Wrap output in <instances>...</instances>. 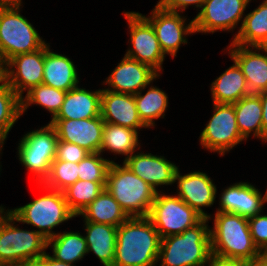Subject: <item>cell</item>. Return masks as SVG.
<instances>
[{
  "instance_id": "cell-1",
  "label": "cell",
  "mask_w": 267,
  "mask_h": 266,
  "mask_svg": "<svg viewBox=\"0 0 267 266\" xmlns=\"http://www.w3.org/2000/svg\"><path fill=\"white\" fill-rule=\"evenodd\" d=\"M160 242L148 216L128 217L117 227L112 266H157Z\"/></svg>"
},
{
  "instance_id": "cell-2",
  "label": "cell",
  "mask_w": 267,
  "mask_h": 266,
  "mask_svg": "<svg viewBox=\"0 0 267 266\" xmlns=\"http://www.w3.org/2000/svg\"><path fill=\"white\" fill-rule=\"evenodd\" d=\"M208 223L209 219L203 218L181 234L161 238L157 265L206 266L212 253Z\"/></svg>"
},
{
  "instance_id": "cell-3",
  "label": "cell",
  "mask_w": 267,
  "mask_h": 266,
  "mask_svg": "<svg viewBox=\"0 0 267 266\" xmlns=\"http://www.w3.org/2000/svg\"><path fill=\"white\" fill-rule=\"evenodd\" d=\"M213 222V227H209L212 253L245 261L263 256L253 243L248 218L216 211Z\"/></svg>"
},
{
  "instance_id": "cell-4",
  "label": "cell",
  "mask_w": 267,
  "mask_h": 266,
  "mask_svg": "<svg viewBox=\"0 0 267 266\" xmlns=\"http://www.w3.org/2000/svg\"><path fill=\"white\" fill-rule=\"evenodd\" d=\"M17 222L6 207L1 205L0 264L18 266L37 262L48 249L45 237L36 230L21 229Z\"/></svg>"
},
{
  "instance_id": "cell-5",
  "label": "cell",
  "mask_w": 267,
  "mask_h": 266,
  "mask_svg": "<svg viewBox=\"0 0 267 266\" xmlns=\"http://www.w3.org/2000/svg\"><path fill=\"white\" fill-rule=\"evenodd\" d=\"M37 185L43 191L42 196L26 205L7 210L18 223L34 226L48 240L57 234L53 231L54 228L75 218V215L68 208L62 191L50 189L43 184Z\"/></svg>"
},
{
  "instance_id": "cell-6",
  "label": "cell",
  "mask_w": 267,
  "mask_h": 266,
  "mask_svg": "<svg viewBox=\"0 0 267 266\" xmlns=\"http://www.w3.org/2000/svg\"><path fill=\"white\" fill-rule=\"evenodd\" d=\"M128 217L148 216L157 191L123 162H112L105 187Z\"/></svg>"
},
{
  "instance_id": "cell-7",
  "label": "cell",
  "mask_w": 267,
  "mask_h": 266,
  "mask_svg": "<svg viewBox=\"0 0 267 266\" xmlns=\"http://www.w3.org/2000/svg\"><path fill=\"white\" fill-rule=\"evenodd\" d=\"M20 7H0V59L4 66L12 57L41 49L47 41L40 37Z\"/></svg>"
},
{
  "instance_id": "cell-8",
  "label": "cell",
  "mask_w": 267,
  "mask_h": 266,
  "mask_svg": "<svg viewBox=\"0 0 267 266\" xmlns=\"http://www.w3.org/2000/svg\"><path fill=\"white\" fill-rule=\"evenodd\" d=\"M58 137L51 124L31 130L19 140L17 157L22 166L42 184L47 178L50 166L55 159Z\"/></svg>"
},
{
  "instance_id": "cell-9",
  "label": "cell",
  "mask_w": 267,
  "mask_h": 266,
  "mask_svg": "<svg viewBox=\"0 0 267 266\" xmlns=\"http://www.w3.org/2000/svg\"><path fill=\"white\" fill-rule=\"evenodd\" d=\"M148 217L161 238L181 234L203 219L176 194H166L164 190L157 192Z\"/></svg>"
},
{
  "instance_id": "cell-10",
  "label": "cell",
  "mask_w": 267,
  "mask_h": 266,
  "mask_svg": "<svg viewBox=\"0 0 267 266\" xmlns=\"http://www.w3.org/2000/svg\"><path fill=\"white\" fill-rule=\"evenodd\" d=\"M129 29V48L125 56L146 64L161 75L166 55L151 23L139 12H123ZM132 46V47H130Z\"/></svg>"
},
{
  "instance_id": "cell-11",
  "label": "cell",
  "mask_w": 267,
  "mask_h": 266,
  "mask_svg": "<svg viewBox=\"0 0 267 266\" xmlns=\"http://www.w3.org/2000/svg\"><path fill=\"white\" fill-rule=\"evenodd\" d=\"M213 114L200 133V145L209 152L225 156L242 141L233 104L213 103Z\"/></svg>"
},
{
  "instance_id": "cell-12",
  "label": "cell",
  "mask_w": 267,
  "mask_h": 266,
  "mask_svg": "<svg viewBox=\"0 0 267 266\" xmlns=\"http://www.w3.org/2000/svg\"><path fill=\"white\" fill-rule=\"evenodd\" d=\"M252 0H205L201 10L193 18L195 34L230 32L238 28V34L244 19V12ZM241 25L239 26V23ZM239 26V27H237Z\"/></svg>"
},
{
  "instance_id": "cell-13",
  "label": "cell",
  "mask_w": 267,
  "mask_h": 266,
  "mask_svg": "<svg viewBox=\"0 0 267 266\" xmlns=\"http://www.w3.org/2000/svg\"><path fill=\"white\" fill-rule=\"evenodd\" d=\"M149 14L143 16L153 26L162 51L171 58L177 57L182 44H188L186 37L195 34L194 19L189 20L179 12L164 10L157 4Z\"/></svg>"
},
{
  "instance_id": "cell-14",
  "label": "cell",
  "mask_w": 267,
  "mask_h": 266,
  "mask_svg": "<svg viewBox=\"0 0 267 266\" xmlns=\"http://www.w3.org/2000/svg\"><path fill=\"white\" fill-rule=\"evenodd\" d=\"M44 46L37 51L12 57L4 66L2 78L22 98L24 92L42 84Z\"/></svg>"
},
{
  "instance_id": "cell-15",
  "label": "cell",
  "mask_w": 267,
  "mask_h": 266,
  "mask_svg": "<svg viewBox=\"0 0 267 266\" xmlns=\"http://www.w3.org/2000/svg\"><path fill=\"white\" fill-rule=\"evenodd\" d=\"M174 182L177 184L176 195L203 218L211 220L212 215L203 208L212 207L216 201L217 187L213 179L199 170L182 175L178 169Z\"/></svg>"
},
{
  "instance_id": "cell-16",
  "label": "cell",
  "mask_w": 267,
  "mask_h": 266,
  "mask_svg": "<svg viewBox=\"0 0 267 266\" xmlns=\"http://www.w3.org/2000/svg\"><path fill=\"white\" fill-rule=\"evenodd\" d=\"M58 140L77 144L89 153H100L104 120L101 115L89 119H51Z\"/></svg>"
},
{
  "instance_id": "cell-17",
  "label": "cell",
  "mask_w": 267,
  "mask_h": 266,
  "mask_svg": "<svg viewBox=\"0 0 267 266\" xmlns=\"http://www.w3.org/2000/svg\"><path fill=\"white\" fill-rule=\"evenodd\" d=\"M160 76L150 66L124 55L102 84L116 93L137 94Z\"/></svg>"
},
{
  "instance_id": "cell-18",
  "label": "cell",
  "mask_w": 267,
  "mask_h": 266,
  "mask_svg": "<svg viewBox=\"0 0 267 266\" xmlns=\"http://www.w3.org/2000/svg\"><path fill=\"white\" fill-rule=\"evenodd\" d=\"M123 163L138 177L158 192V187L172 186L179 169L175 163L164 156L137 152L131 154Z\"/></svg>"
},
{
  "instance_id": "cell-19",
  "label": "cell",
  "mask_w": 267,
  "mask_h": 266,
  "mask_svg": "<svg viewBox=\"0 0 267 266\" xmlns=\"http://www.w3.org/2000/svg\"><path fill=\"white\" fill-rule=\"evenodd\" d=\"M259 190L250 182L240 181L227 186L219 194V206L216 211L251 218L265 209L266 198Z\"/></svg>"
},
{
  "instance_id": "cell-20",
  "label": "cell",
  "mask_w": 267,
  "mask_h": 266,
  "mask_svg": "<svg viewBox=\"0 0 267 266\" xmlns=\"http://www.w3.org/2000/svg\"><path fill=\"white\" fill-rule=\"evenodd\" d=\"M227 51L241 68L250 93L267 90V53L260 46H241L231 42Z\"/></svg>"
},
{
  "instance_id": "cell-21",
  "label": "cell",
  "mask_w": 267,
  "mask_h": 266,
  "mask_svg": "<svg viewBox=\"0 0 267 266\" xmlns=\"http://www.w3.org/2000/svg\"><path fill=\"white\" fill-rule=\"evenodd\" d=\"M100 115L106 123L136 131L147 129L139 118L134 94L116 93L102 88Z\"/></svg>"
},
{
  "instance_id": "cell-22",
  "label": "cell",
  "mask_w": 267,
  "mask_h": 266,
  "mask_svg": "<svg viewBox=\"0 0 267 266\" xmlns=\"http://www.w3.org/2000/svg\"><path fill=\"white\" fill-rule=\"evenodd\" d=\"M77 69L68 56L51 50L50 43L44 45L43 84L68 92L80 83Z\"/></svg>"
},
{
  "instance_id": "cell-23",
  "label": "cell",
  "mask_w": 267,
  "mask_h": 266,
  "mask_svg": "<svg viewBox=\"0 0 267 266\" xmlns=\"http://www.w3.org/2000/svg\"><path fill=\"white\" fill-rule=\"evenodd\" d=\"M102 89L91 91L80 85L69 90L53 119H89L100 116Z\"/></svg>"
},
{
  "instance_id": "cell-24",
  "label": "cell",
  "mask_w": 267,
  "mask_h": 266,
  "mask_svg": "<svg viewBox=\"0 0 267 266\" xmlns=\"http://www.w3.org/2000/svg\"><path fill=\"white\" fill-rule=\"evenodd\" d=\"M227 68L210 86L212 102L219 104H234L246 95L251 94L245 76L238 64Z\"/></svg>"
},
{
  "instance_id": "cell-25",
  "label": "cell",
  "mask_w": 267,
  "mask_h": 266,
  "mask_svg": "<svg viewBox=\"0 0 267 266\" xmlns=\"http://www.w3.org/2000/svg\"><path fill=\"white\" fill-rule=\"evenodd\" d=\"M87 252H93L103 266H112L115 259L117 227L83 221Z\"/></svg>"
},
{
  "instance_id": "cell-26",
  "label": "cell",
  "mask_w": 267,
  "mask_h": 266,
  "mask_svg": "<svg viewBox=\"0 0 267 266\" xmlns=\"http://www.w3.org/2000/svg\"><path fill=\"white\" fill-rule=\"evenodd\" d=\"M233 105L241 136L245 140L253 136L263 142L262 102L260 95L251 93Z\"/></svg>"
},
{
  "instance_id": "cell-27",
  "label": "cell",
  "mask_w": 267,
  "mask_h": 266,
  "mask_svg": "<svg viewBox=\"0 0 267 266\" xmlns=\"http://www.w3.org/2000/svg\"><path fill=\"white\" fill-rule=\"evenodd\" d=\"M139 134V131L131 128L105 122L100 153L103 155L105 151H108L113 155H124V161L131 154L140 150Z\"/></svg>"
},
{
  "instance_id": "cell-28",
  "label": "cell",
  "mask_w": 267,
  "mask_h": 266,
  "mask_svg": "<svg viewBox=\"0 0 267 266\" xmlns=\"http://www.w3.org/2000/svg\"><path fill=\"white\" fill-rule=\"evenodd\" d=\"M78 216L83 217V221L116 227L128 218L119 203L106 188Z\"/></svg>"
},
{
  "instance_id": "cell-29",
  "label": "cell",
  "mask_w": 267,
  "mask_h": 266,
  "mask_svg": "<svg viewBox=\"0 0 267 266\" xmlns=\"http://www.w3.org/2000/svg\"><path fill=\"white\" fill-rule=\"evenodd\" d=\"M151 83L153 84V81L140 92L134 94L139 118L147 128H153L157 119L165 118V112L168 110L169 104L168 94ZM144 90L147 92L143 95L142 91Z\"/></svg>"
},
{
  "instance_id": "cell-30",
  "label": "cell",
  "mask_w": 267,
  "mask_h": 266,
  "mask_svg": "<svg viewBox=\"0 0 267 266\" xmlns=\"http://www.w3.org/2000/svg\"><path fill=\"white\" fill-rule=\"evenodd\" d=\"M51 247V248H50ZM47 248L52 249V257L56 260L75 265L87 256V243L79 231H63L47 240Z\"/></svg>"
},
{
  "instance_id": "cell-31",
  "label": "cell",
  "mask_w": 267,
  "mask_h": 266,
  "mask_svg": "<svg viewBox=\"0 0 267 266\" xmlns=\"http://www.w3.org/2000/svg\"><path fill=\"white\" fill-rule=\"evenodd\" d=\"M267 39V0L244 16L242 26L232 43L241 46H261Z\"/></svg>"
},
{
  "instance_id": "cell-32",
  "label": "cell",
  "mask_w": 267,
  "mask_h": 266,
  "mask_svg": "<svg viewBox=\"0 0 267 266\" xmlns=\"http://www.w3.org/2000/svg\"><path fill=\"white\" fill-rule=\"evenodd\" d=\"M22 116L21 98L7 84L0 79V144L4 145L8 133Z\"/></svg>"
},
{
  "instance_id": "cell-33",
  "label": "cell",
  "mask_w": 267,
  "mask_h": 266,
  "mask_svg": "<svg viewBox=\"0 0 267 266\" xmlns=\"http://www.w3.org/2000/svg\"><path fill=\"white\" fill-rule=\"evenodd\" d=\"M106 182L77 180L63 190L65 200L70 211L78 215L105 189Z\"/></svg>"
},
{
  "instance_id": "cell-34",
  "label": "cell",
  "mask_w": 267,
  "mask_h": 266,
  "mask_svg": "<svg viewBox=\"0 0 267 266\" xmlns=\"http://www.w3.org/2000/svg\"><path fill=\"white\" fill-rule=\"evenodd\" d=\"M66 91L53 88L45 84H39L33 87L21 98L22 115L27 111L29 106L37 105L51 113L53 119L59 112L66 95Z\"/></svg>"
},
{
  "instance_id": "cell-35",
  "label": "cell",
  "mask_w": 267,
  "mask_h": 266,
  "mask_svg": "<svg viewBox=\"0 0 267 266\" xmlns=\"http://www.w3.org/2000/svg\"><path fill=\"white\" fill-rule=\"evenodd\" d=\"M78 173L79 163L54 160L42 184L50 189L63 191L79 179Z\"/></svg>"
},
{
  "instance_id": "cell-36",
  "label": "cell",
  "mask_w": 267,
  "mask_h": 266,
  "mask_svg": "<svg viewBox=\"0 0 267 266\" xmlns=\"http://www.w3.org/2000/svg\"><path fill=\"white\" fill-rule=\"evenodd\" d=\"M115 162L103 157L101 153H89L79 162V180L107 182L109 168Z\"/></svg>"
},
{
  "instance_id": "cell-37",
  "label": "cell",
  "mask_w": 267,
  "mask_h": 266,
  "mask_svg": "<svg viewBox=\"0 0 267 266\" xmlns=\"http://www.w3.org/2000/svg\"><path fill=\"white\" fill-rule=\"evenodd\" d=\"M248 223L254 245L263 255H267V214L262 211L248 218Z\"/></svg>"
},
{
  "instance_id": "cell-38",
  "label": "cell",
  "mask_w": 267,
  "mask_h": 266,
  "mask_svg": "<svg viewBox=\"0 0 267 266\" xmlns=\"http://www.w3.org/2000/svg\"><path fill=\"white\" fill-rule=\"evenodd\" d=\"M89 152L77 144L68 143L62 140L57 141L56 155L54 160H61L73 163H79Z\"/></svg>"
},
{
  "instance_id": "cell-39",
  "label": "cell",
  "mask_w": 267,
  "mask_h": 266,
  "mask_svg": "<svg viewBox=\"0 0 267 266\" xmlns=\"http://www.w3.org/2000/svg\"><path fill=\"white\" fill-rule=\"evenodd\" d=\"M205 0H159L157 5L167 11L183 13L189 6L201 10Z\"/></svg>"
},
{
  "instance_id": "cell-40",
  "label": "cell",
  "mask_w": 267,
  "mask_h": 266,
  "mask_svg": "<svg viewBox=\"0 0 267 266\" xmlns=\"http://www.w3.org/2000/svg\"><path fill=\"white\" fill-rule=\"evenodd\" d=\"M244 265H245V260L222 257L214 253L210 254L209 260L206 264V266H244Z\"/></svg>"
},
{
  "instance_id": "cell-41",
  "label": "cell",
  "mask_w": 267,
  "mask_h": 266,
  "mask_svg": "<svg viewBox=\"0 0 267 266\" xmlns=\"http://www.w3.org/2000/svg\"><path fill=\"white\" fill-rule=\"evenodd\" d=\"M262 102L263 143L267 142V90L258 93Z\"/></svg>"
},
{
  "instance_id": "cell-42",
  "label": "cell",
  "mask_w": 267,
  "mask_h": 266,
  "mask_svg": "<svg viewBox=\"0 0 267 266\" xmlns=\"http://www.w3.org/2000/svg\"><path fill=\"white\" fill-rule=\"evenodd\" d=\"M37 262L40 266H76L54 259L50 253H45Z\"/></svg>"
},
{
  "instance_id": "cell-43",
  "label": "cell",
  "mask_w": 267,
  "mask_h": 266,
  "mask_svg": "<svg viewBox=\"0 0 267 266\" xmlns=\"http://www.w3.org/2000/svg\"><path fill=\"white\" fill-rule=\"evenodd\" d=\"M22 0H0V7H22Z\"/></svg>"
},
{
  "instance_id": "cell-44",
  "label": "cell",
  "mask_w": 267,
  "mask_h": 266,
  "mask_svg": "<svg viewBox=\"0 0 267 266\" xmlns=\"http://www.w3.org/2000/svg\"><path fill=\"white\" fill-rule=\"evenodd\" d=\"M244 266H267V255H263L258 260L245 261V265Z\"/></svg>"
},
{
  "instance_id": "cell-45",
  "label": "cell",
  "mask_w": 267,
  "mask_h": 266,
  "mask_svg": "<svg viewBox=\"0 0 267 266\" xmlns=\"http://www.w3.org/2000/svg\"><path fill=\"white\" fill-rule=\"evenodd\" d=\"M18 266H40V264L38 262H32V263L20 264Z\"/></svg>"
},
{
  "instance_id": "cell-46",
  "label": "cell",
  "mask_w": 267,
  "mask_h": 266,
  "mask_svg": "<svg viewBox=\"0 0 267 266\" xmlns=\"http://www.w3.org/2000/svg\"><path fill=\"white\" fill-rule=\"evenodd\" d=\"M260 47L267 53V39L262 43Z\"/></svg>"
},
{
  "instance_id": "cell-47",
  "label": "cell",
  "mask_w": 267,
  "mask_h": 266,
  "mask_svg": "<svg viewBox=\"0 0 267 266\" xmlns=\"http://www.w3.org/2000/svg\"><path fill=\"white\" fill-rule=\"evenodd\" d=\"M3 147H4V145H1V144H0V156H1V154H2L1 151H2ZM0 164H1V162H0ZM1 167H2V165H0V172L2 171V168H1ZM0 174H1V173H0Z\"/></svg>"
},
{
  "instance_id": "cell-48",
  "label": "cell",
  "mask_w": 267,
  "mask_h": 266,
  "mask_svg": "<svg viewBox=\"0 0 267 266\" xmlns=\"http://www.w3.org/2000/svg\"><path fill=\"white\" fill-rule=\"evenodd\" d=\"M3 65L0 63V79L2 78Z\"/></svg>"
},
{
  "instance_id": "cell-49",
  "label": "cell",
  "mask_w": 267,
  "mask_h": 266,
  "mask_svg": "<svg viewBox=\"0 0 267 266\" xmlns=\"http://www.w3.org/2000/svg\"><path fill=\"white\" fill-rule=\"evenodd\" d=\"M0 266H13V265H3V264H0Z\"/></svg>"
}]
</instances>
